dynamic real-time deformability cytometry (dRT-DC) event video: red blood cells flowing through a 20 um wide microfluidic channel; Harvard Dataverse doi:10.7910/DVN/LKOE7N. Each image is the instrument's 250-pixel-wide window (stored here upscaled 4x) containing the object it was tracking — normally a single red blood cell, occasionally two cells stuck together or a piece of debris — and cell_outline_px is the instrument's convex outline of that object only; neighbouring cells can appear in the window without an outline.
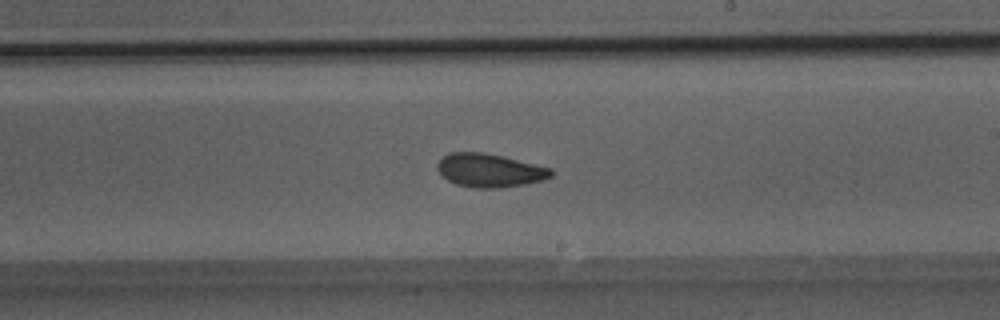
{"species": "Egyptian fruit bat (a non-hibernating species)", "species_latin": "Rousettus aegyptiacus", "temperature_condition": "room temperature", "stored_images_in_passage": 40, "camera_frame_rate_fps": 3000, "um_per_image_px": 0.085, "animal": {"sex": "male"}, "frame": {"image": 1, "passage_image": 23, "time_ms": 7.333, "image_size_px": [1000, 320], "cell_outline_px": [[552, 176], [544, 180], [524, 184], [496, 188], [472, 188], [456, 184], [448, 180], [436, 168], [436, 164], [448, 152], [484, 152], [552, 168]], "centroid_in_image_um": [41.61, 14.48], "position_along_channel_um": 247.4, "area_um2": 22.08}}
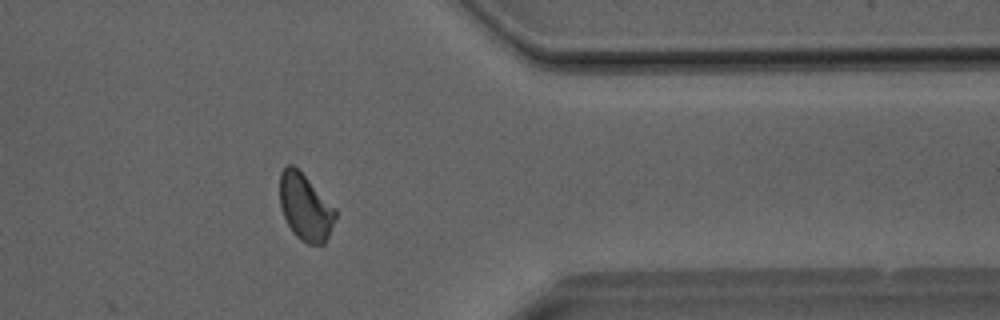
{"frame": {"image": 2, "passage_image": 32, "time_ms": 10.333, "image_size_px": [1000, 320], "cell_outline_px": [[336, 216], [328, 236], [324, 244], [308, 244], [300, 240], [292, 232], [284, 216], [280, 204], [280, 172], [288, 164], [292, 164], [336, 208]], "centroid_in_image_um": [25.94, 17.63], "position_along_channel_um": 385.5, "area_um2": 21.27}}
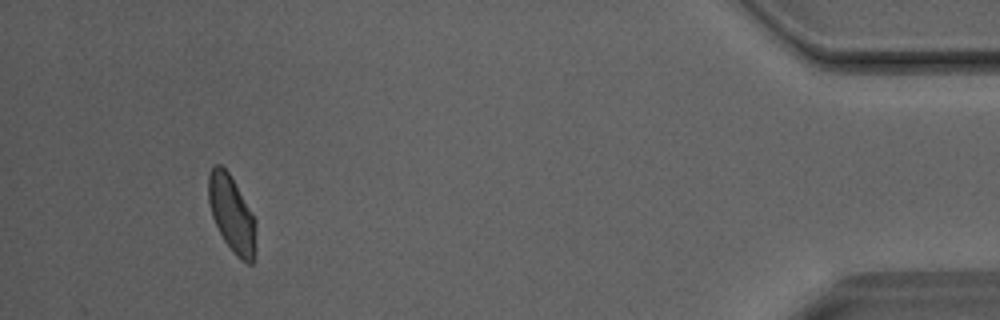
{"frame": {"image": 3, "passage_image": 37, "time_ms": 12.0, "image_size_px": [1000, 320], "cell_outline_px": [[256, 252], [252, 264], [248, 264], [240, 260], [232, 252], [224, 240], [212, 216], [208, 200], [208, 176], [212, 168], [216, 164], [220, 164], [228, 172], [256, 220]], "centroid_in_image_um": [19.72, 18.25], "position_along_channel_um": 415.5, "area_um2": 21.15}}